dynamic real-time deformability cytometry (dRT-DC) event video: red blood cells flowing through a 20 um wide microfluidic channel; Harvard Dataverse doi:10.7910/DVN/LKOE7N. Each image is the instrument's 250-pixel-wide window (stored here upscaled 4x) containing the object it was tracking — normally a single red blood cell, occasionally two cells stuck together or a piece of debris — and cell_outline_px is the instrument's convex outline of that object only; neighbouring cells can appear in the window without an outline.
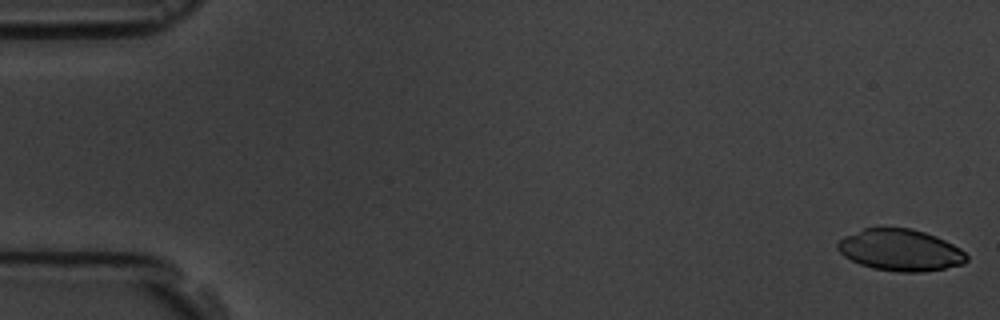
{"species": "common noctule bat (a hibernating species)", "species_latin": "Nyctalus noctula", "temperature_condition": "room temperature", "stored_images_in_passage": 16, "camera_frame_rate_fps": 3000, "um_per_image_px": 0.085, "animal": {"sex": "male", "body_mass_g": 19.5, "forearm_length_mm": 54.6}, "frame": {"image": 1, "passage_image": 1, "time_ms": 0.0, "image_size_px": [1000, 320], "cell_outline_px": [[968, 260], [964, 264], [944, 268], [920, 272], [900, 272], [872, 268], [860, 264], [844, 256], [836, 248], [836, 244], [844, 236], [864, 228], [912, 228], [936, 236], [960, 248], [968, 256]], "centroid_in_image_um": [76.52, 21.26], "position_along_channel_um": 8.5, "area_um2": 31.21}}